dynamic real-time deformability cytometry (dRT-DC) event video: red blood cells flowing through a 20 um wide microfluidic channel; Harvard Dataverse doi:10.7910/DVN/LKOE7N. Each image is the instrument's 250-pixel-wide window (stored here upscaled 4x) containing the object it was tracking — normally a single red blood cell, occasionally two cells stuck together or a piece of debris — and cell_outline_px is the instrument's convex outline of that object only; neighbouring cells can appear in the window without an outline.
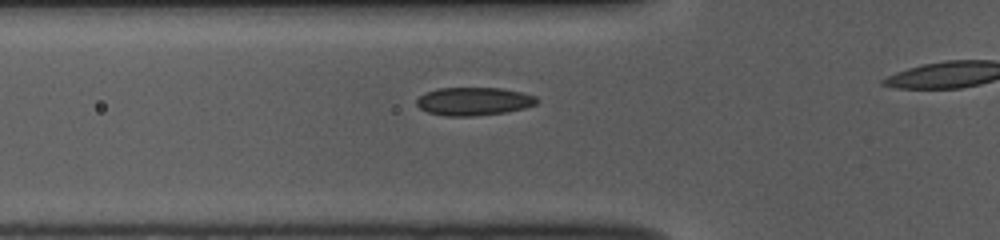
{"species": "common noctule bat (a hibernating species)", "species_latin": "Nyctalus noctula", "temperature_condition": "room temperature", "stored_images_in_passage": 17, "camera_frame_rate_fps": 3000, "um_per_image_px": 0.085, "animal": {"sex": "female", "body_mass_g": 10.0, "forearm_length_mm": 53.1}, "frame": {"image": 1, "passage_image": 12, "time_ms": 3.667, "image_size_px": [1000, 240], "cell_outline_px": [[540, 100], [536, 104], [524, 108], [508, 112], [472, 116], [444, 116], [428, 112], [420, 108], [416, 104], [416, 100], [424, 92], [440, 88], [500, 88], [524, 92], [536, 96]], "centroid_in_image_um": [40.29, 8.61], "position_along_channel_um": 85.5, "area_um2": 19.88}}
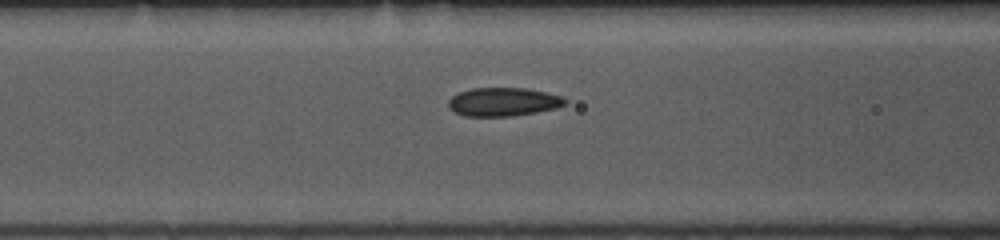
{"frame": {"image": 2, "passage_image": 15, "time_ms": 4.667, "image_size_px": [1000, 240], "cell_outline_px": [[568, 100], [564, 104], [556, 108], [536, 112], [512, 116], [464, 116], [448, 108], [448, 100], [452, 96], [460, 92], [472, 88], [524, 88], [564, 96]], "centroid_in_image_um": [42.77, 8.66], "position_along_channel_um": 123.8, "area_um2": 19.36}}